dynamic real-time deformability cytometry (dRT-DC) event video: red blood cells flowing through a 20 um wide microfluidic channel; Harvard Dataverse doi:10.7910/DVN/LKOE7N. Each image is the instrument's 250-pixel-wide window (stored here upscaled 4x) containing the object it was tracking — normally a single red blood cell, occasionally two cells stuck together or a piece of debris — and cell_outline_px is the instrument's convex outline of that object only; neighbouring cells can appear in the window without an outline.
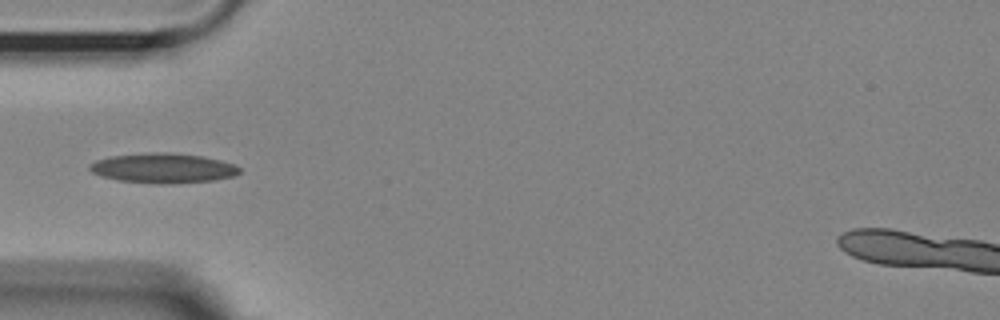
{"species": "Egyptian fruit bat (a non-hibernating species)", "species_latin": "Rousettus aegyptiacus", "temperature_condition": "room temperature", "stored_images_in_passage": 39, "camera_frame_rate_fps": 3000, "um_per_image_px": 0.085, "animal": {"sex": "female"}, "frame": {"image": 1, "passage_image": 1, "time_ms": 0.0, "image_size_px": [1000, 320], "cell_outline_px": [[240, 172], [232, 176], [212, 180], [172, 184], [152, 184], [120, 180], [104, 176], [92, 172], [88, 168], [88, 164], [96, 160], [108, 156], [152, 152], [168, 152], [204, 156], [236, 164], [240, 168]], "centroid_in_image_um": [13.86, 14.28], "position_along_channel_um": 71.1, "area_um2": 26.18}}
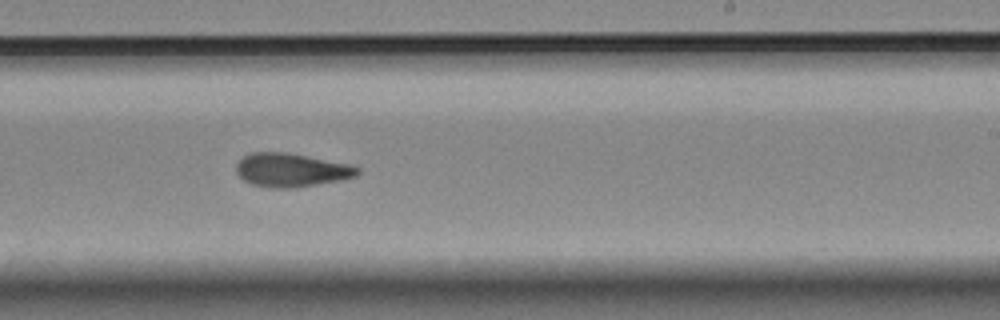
{"frame": {"image": 2, "passage_image": 17, "time_ms": 5.333, "image_size_px": [1000, 320], "cell_outline_px": [[360, 172], [356, 176], [340, 180], [296, 188], [272, 188], [252, 184], [244, 180], [236, 172], [236, 164], [244, 156], [252, 152], [288, 152], [352, 164], [360, 168]], "centroid_in_image_um": [24.79, 14.45], "position_along_channel_um": 264.2, "area_um2": 23.93}}
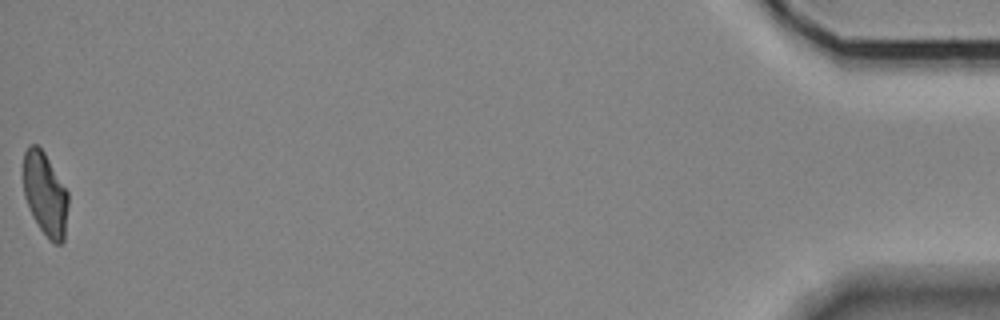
{"frame": {"image": 3, "passage_image": 39, "time_ms": 12.667, "image_size_px": [1000, 320], "cell_outline_px": [[68, 204], [64, 240], [60, 244], [56, 244], [48, 240], [32, 216], [24, 196], [24, 152], [28, 144], [36, 144], [44, 152], [68, 192]], "centroid_in_image_um": [3.84, 16.51], "position_along_channel_um": 431.4, "area_um2": 21.73}}